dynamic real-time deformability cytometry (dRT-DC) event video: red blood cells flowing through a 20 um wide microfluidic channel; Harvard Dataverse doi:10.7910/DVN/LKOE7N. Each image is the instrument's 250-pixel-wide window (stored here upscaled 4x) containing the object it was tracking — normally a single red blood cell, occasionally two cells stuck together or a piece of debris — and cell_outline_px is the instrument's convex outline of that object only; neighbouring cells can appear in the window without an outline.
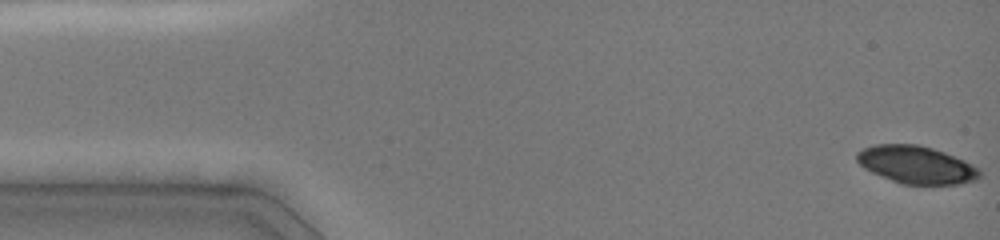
{"species": "common noctule bat (a hibernating species)", "species_latin": "Nyctalus noctula", "temperature_condition": "cold", "stored_images_in_passage": 13, "camera_frame_rate_fps": 3000, "um_per_image_px": 0.085, "animal": {"sex": "female", "body_mass_g": 19.0, "forearm_length_mm": 51.5}, "frame": {"image": 1, "passage_image": 1, "time_ms": 0.0, "image_size_px": [1000, 240], "cell_outline_px": [[980, 176], [976, 180], [960, 184], [900, 184], [872, 172], [864, 168], [856, 160], [856, 152], [864, 148], [876, 144], [916, 144], [932, 148], [944, 152], [964, 160], [980, 168]], "centroid_in_image_um": [77.89, 14.0], "position_along_channel_um": 7.1, "area_um2": 26.93}}
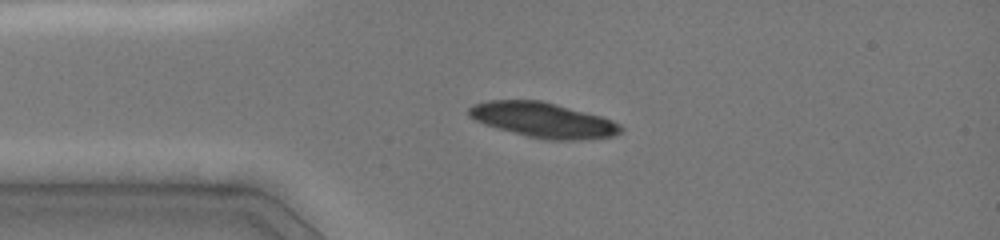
{"frame": {"image": 2, "passage_image": 8, "time_ms": 3.333, "image_size_px": [1000, 240], "cell_outline_px": [[624, 128], [620, 132], [612, 136], [580, 140], [544, 140], [496, 128], [484, 124], [468, 116], [468, 108], [472, 104], [488, 100], [540, 100], [556, 104], [600, 116], [612, 120], [620, 124]], "centroid_in_image_um": [46.14, 10.2], "position_along_channel_um": 38.9, "area_um2": 30.98}}